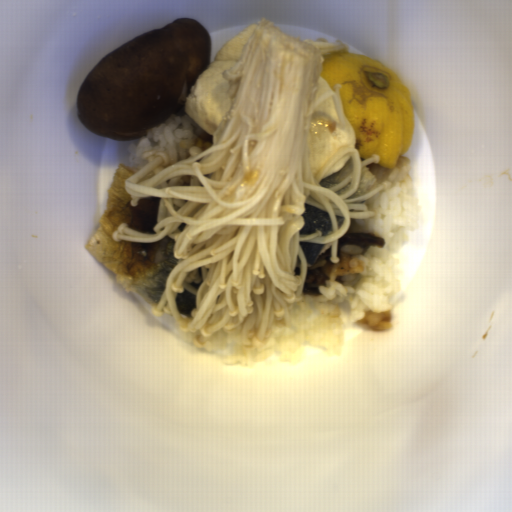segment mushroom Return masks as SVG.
Returning a JSON list of instances; mask_svg holds the SVG:
<instances>
[{
    "label": "mushroom",
    "mask_w": 512,
    "mask_h": 512,
    "mask_svg": "<svg viewBox=\"0 0 512 512\" xmlns=\"http://www.w3.org/2000/svg\"><path fill=\"white\" fill-rule=\"evenodd\" d=\"M211 50L208 29L186 17L129 39L83 78L75 100L78 118L101 137L133 141L147 135L171 116L187 114L185 102Z\"/></svg>",
    "instance_id": "983e1aa8"
}]
</instances>
